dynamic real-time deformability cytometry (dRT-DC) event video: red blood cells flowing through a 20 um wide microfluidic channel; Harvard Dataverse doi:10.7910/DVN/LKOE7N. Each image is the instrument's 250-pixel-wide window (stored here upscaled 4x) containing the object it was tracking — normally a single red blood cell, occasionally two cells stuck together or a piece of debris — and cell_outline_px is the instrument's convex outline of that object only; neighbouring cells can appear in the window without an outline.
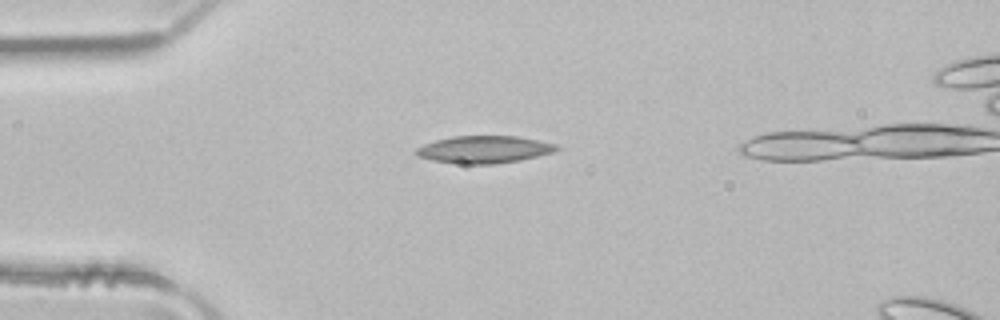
{"species": "common noctule bat (a hibernating species)", "species_latin": "Nyctalus noctula", "temperature_condition": "room temperature", "stored_images_in_passage": 3, "camera_frame_rate_fps": 3000, "um_per_image_px": 0.085, "animal": {"sex": "male", "body_mass_g": 21.5, "forearm_length_mm": 52.0}, "frame": {"image": 1, "passage_image": 1, "time_ms": 0.0, "image_size_px": [1000, 320], "cell_outline_px": [[560, 148], [552, 152], [520, 160], [492, 164], [460, 164], [432, 160], [416, 156], [412, 152], [416, 148], [424, 144], [436, 140], [452, 136], [516, 136], [540, 140], [556, 144]], "centroid_in_image_um": [41.1, 12.7], "position_along_channel_um": 43.9, "area_um2": 22.43}}
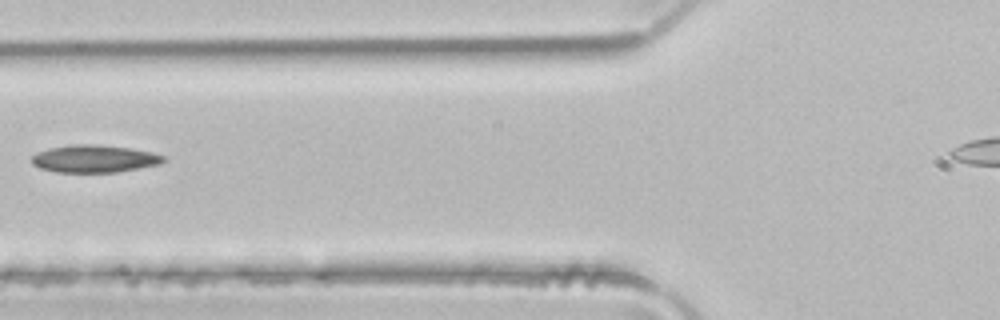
{"frame": {"image": 2, "passage_image": 3, "time_ms": 0.667, "image_size_px": [1000, 320], "cell_outline_px": [[168, 160], [160, 164], [116, 172], [56, 172], [40, 168], [32, 164], [32, 156], [48, 148], [72, 144], [96, 144], [132, 148], [152, 152], [164, 156]], "centroid_in_image_um": [8.05, 13.48], "position_along_channel_um": 117.8, "area_um2": 21.15}}